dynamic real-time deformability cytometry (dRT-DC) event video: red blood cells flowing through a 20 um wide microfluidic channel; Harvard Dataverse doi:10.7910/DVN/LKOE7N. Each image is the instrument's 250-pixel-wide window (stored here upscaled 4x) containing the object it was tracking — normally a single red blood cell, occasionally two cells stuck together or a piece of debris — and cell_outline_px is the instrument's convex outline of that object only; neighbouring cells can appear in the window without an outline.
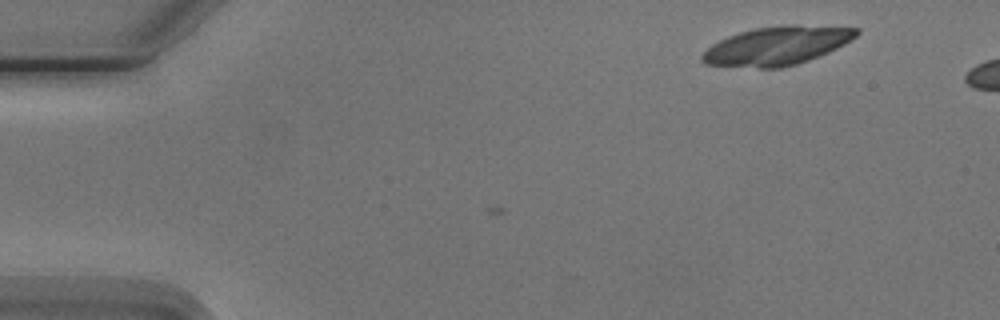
{"species": "Egyptian fruit bat (a non-hibernating species)", "species_latin": "Rousettus aegyptiacus", "temperature_condition": "cold", "stored_images_in_passage": 5, "camera_frame_rate_fps": 3000, "um_per_image_px": 0.085, "animal": {"sex": "male"}, "frame": {"image": 1, "passage_image": 5, "time_ms": 5.0, "image_size_px": [1000, 320], "cell_outline_px": [[860, 32], [852, 40], [828, 52], [808, 60], [796, 64], [780, 68], [760, 68], [704, 64], [700, 60], [700, 56], [712, 44], [728, 36], [752, 28], [784, 24], [796, 24], [860, 28]], "centroid_in_image_um": [66.05, 3.87], "position_along_channel_um": 19.0, "area_um2": 34.85}}